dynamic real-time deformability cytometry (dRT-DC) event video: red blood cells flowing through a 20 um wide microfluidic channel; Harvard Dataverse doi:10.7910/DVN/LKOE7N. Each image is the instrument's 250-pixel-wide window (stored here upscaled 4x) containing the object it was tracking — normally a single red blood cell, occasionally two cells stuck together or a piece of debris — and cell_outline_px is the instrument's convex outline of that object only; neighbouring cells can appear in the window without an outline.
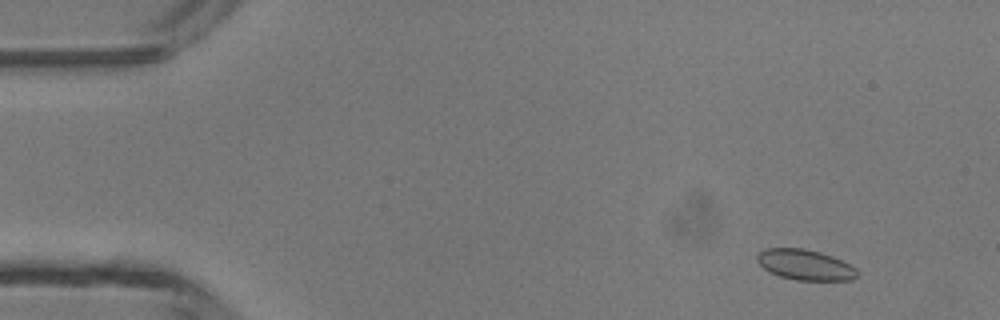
{"species": "common noctule bat (a hibernating species)", "species_latin": "Nyctalus noctula", "temperature_condition": "room temperature", "stored_images_in_passage": 47, "camera_frame_rate_fps": 3000, "um_per_image_px": 0.085, "animal": {"sex": "male", "body_mass_g": 13.3}, "frame": {"image": 1, "passage_image": 4, "time_ms": 1.0, "image_size_px": [1000, 320], "cell_outline_px": [[856, 276], [852, 280], [796, 280], [780, 276], [768, 272], [756, 260], [756, 256], [764, 248], [804, 248], [820, 252], [832, 256], [856, 268]], "centroid_in_image_um": [68.39, 22.5], "position_along_channel_um": 16.6, "area_um2": 17.69}}
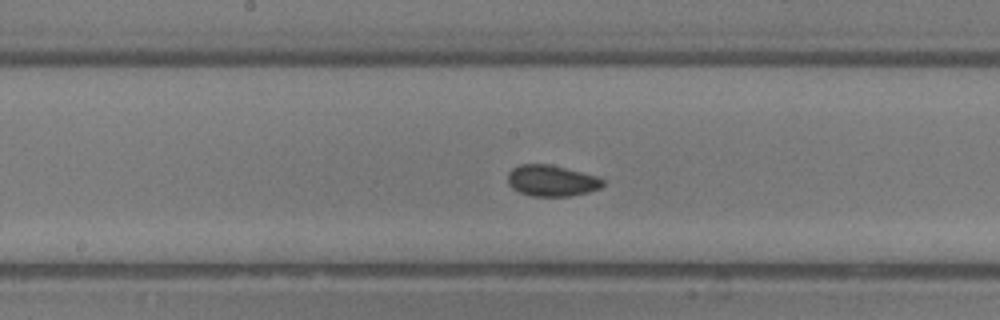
{"frame": {"image": 2, "passage_image": 24, "time_ms": 7.667, "image_size_px": [1000, 320], "cell_outline_px": [[604, 184], [600, 188], [588, 192], [568, 196], [532, 196], [520, 192], [512, 188], [508, 184], [508, 172], [512, 168], [520, 164], [548, 164], [596, 176], [604, 180]], "centroid_in_image_um": [46.86, 15.36], "position_along_channel_um": 201.3, "area_um2": 17.11}}
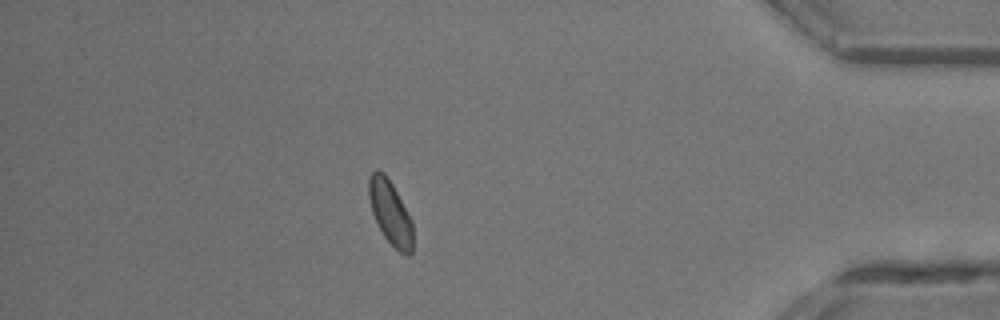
{"frame": {"image": 3, "passage_image": 41, "time_ms": 13.333, "image_size_px": [1000, 320], "cell_outline_px": [[412, 252], [408, 256], [404, 256], [384, 236], [372, 212], [368, 196], [368, 180], [372, 172], [376, 168], [384, 172], [392, 184], [412, 220]], "centroid_in_image_um": [33.17, 18.05], "position_along_channel_um": 402.0, "area_um2": 16.3}, "authors_computed_cell_mechanics": {"area_um2": 17.051, "velocity_mm_per_s": 4.3438, "shape_relaxation_time_tau1_ms": 2.2754, "shape_relaxation_time_tau2_ms": null, "deformation_change_tau1": 0.047, "deformation_change_tau2": null}}